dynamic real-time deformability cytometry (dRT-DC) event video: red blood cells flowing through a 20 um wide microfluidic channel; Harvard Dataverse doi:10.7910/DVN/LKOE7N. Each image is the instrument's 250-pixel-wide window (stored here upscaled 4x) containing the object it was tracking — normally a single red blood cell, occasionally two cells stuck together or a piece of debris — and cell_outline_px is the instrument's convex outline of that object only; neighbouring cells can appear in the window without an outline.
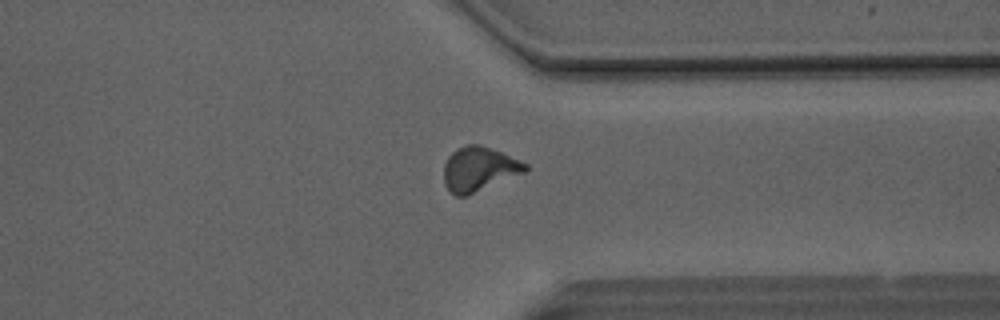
{"species": "Egyptian fruit bat (a non-hibernating species)", "species_latin": "Rousettus aegyptiacus", "temperature_condition": "room temperature", "stored_images_in_passage": 46, "camera_frame_rate_fps": 3000, "um_per_image_px": 0.085, "animal": {"sex": "male"}, "frame": {"image": 1, "passage_image": 35, "time_ms": 11.333, "image_size_px": [1000, 320], "cell_outline_px": [[528, 168], [524, 172], [468, 196], [456, 196], [448, 192], [444, 184], [444, 164], [448, 156], [456, 148], [468, 144], [480, 144], [520, 160], [528, 164]], "centroid_in_image_um": [40.67, 14.38], "position_along_channel_um": 370.7, "area_um2": 21.15}}
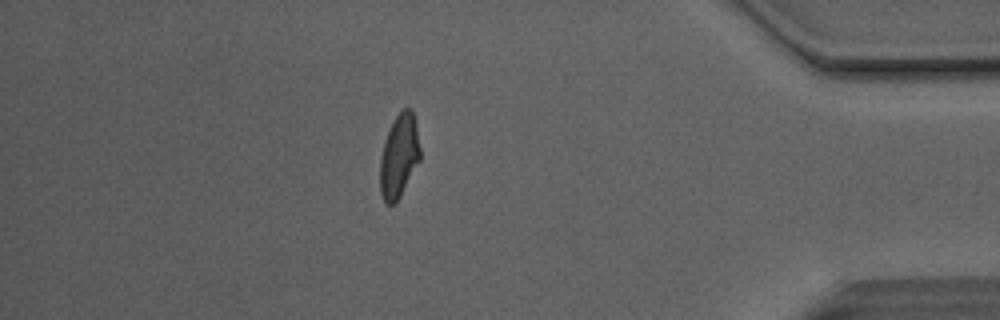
{"frame": {"image": 2, "passage_image": 40, "time_ms": 13.0, "image_size_px": [1000, 320], "cell_outline_px": [[420, 160], [400, 196], [392, 204], [384, 204], [380, 192], [380, 160], [384, 140], [396, 116], [404, 108], [412, 108], [416, 124], [420, 148]], "centroid_in_image_um": [33.92, 13.27], "position_along_channel_um": 401.3, "area_um2": 19.36}, "authors_computed_cell_mechanics": {"area_um2": 20.23, "velocity_mm_per_s": 4.1321, "shape_relaxation_time_tau1_ms": 8.4737, "shape_relaxation_time_tau2_ms": 1.4897, "deformation_change_tau1": 0.2123, "deformation_change_tau2": 0.0835}}